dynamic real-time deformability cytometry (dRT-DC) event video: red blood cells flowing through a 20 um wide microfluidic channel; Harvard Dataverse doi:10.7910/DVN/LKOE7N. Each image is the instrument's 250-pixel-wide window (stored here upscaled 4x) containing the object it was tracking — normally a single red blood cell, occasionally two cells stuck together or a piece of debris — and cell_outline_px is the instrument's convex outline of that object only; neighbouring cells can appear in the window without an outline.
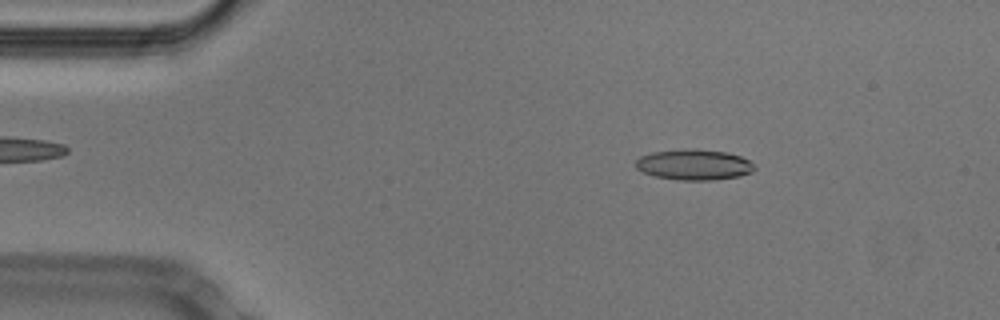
{"species": "Egyptian fruit bat (a non-hibernating species)", "species_latin": "Rousettus aegyptiacus", "temperature_condition": "cold", "stored_images_in_passage": 48, "camera_frame_rate_fps": 3000, "um_per_image_px": 0.085, "animal": {"sex": "male"}, "frame": {"image": 1, "passage_image": 4, "time_ms": 1.0, "image_size_px": [1000, 320], "cell_outline_px": [[756, 168], [752, 172], [740, 176], [716, 180], [676, 180], [652, 176], [636, 168], [636, 160], [640, 156], [652, 152], [684, 148], [688, 148], [728, 152], [740, 156], [748, 160]], "centroid_in_image_um": [58.98, 14.0], "position_along_channel_um": 26.0, "area_um2": 21.44}}
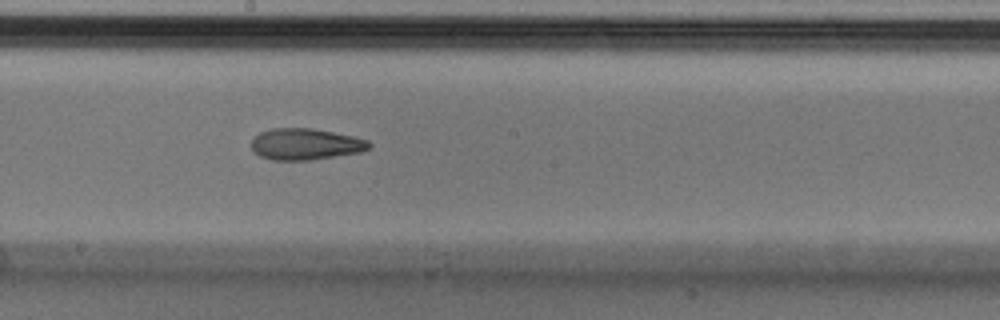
{"frame": {"image": 2, "passage_image": 24, "time_ms": 7.667, "image_size_px": [1000, 320], "cell_outline_px": [[372, 144], [368, 148], [360, 152], [308, 160], [272, 160], [260, 156], [252, 152], [252, 140], [260, 132], [272, 128], [312, 128], [352, 136], [368, 140]], "centroid_in_image_um": [25.93, 12.25], "position_along_channel_um": 222.3, "area_um2": 21.39}}
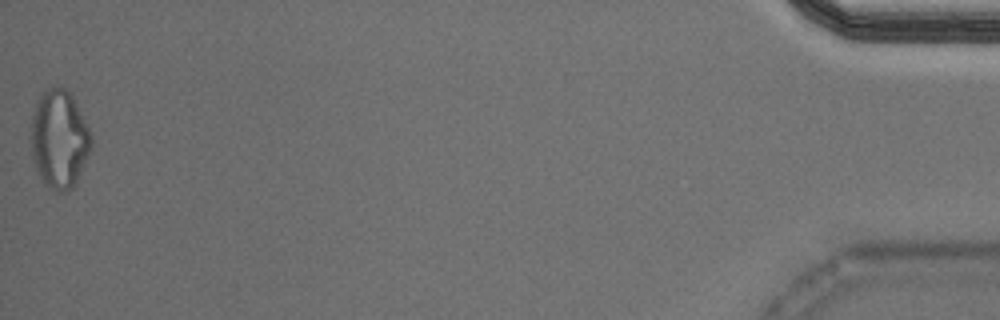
{"frame": {"image": 3, "passage_image": 48, "time_ms": 15.667, "image_size_px": [1000, 320], "cell_outline_px": [[92, 144], [76, 184], [68, 192], [56, 192], [48, 188], [44, 184], [32, 160], [28, 140], [28, 136], [32, 116], [36, 100], [40, 92], [48, 88], [64, 88], [72, 96], [92, 136]], "centroid_in_image_um": [4.97, 11.86], "position_along_channel_um": 430.2, "area_um2": 35.08}, "authors_computed_cell_mechanics": {"area_um2": 21.6172, "velocity_mm_per_s": 3.8059, "shape_relaxation_time_tau1_ms": 7.8458, "shape_relaxation_time_tau2_ms": 3.942, "deformation_change_tau1": 0.1668, "deformation_change_tau2": 0.1336}}